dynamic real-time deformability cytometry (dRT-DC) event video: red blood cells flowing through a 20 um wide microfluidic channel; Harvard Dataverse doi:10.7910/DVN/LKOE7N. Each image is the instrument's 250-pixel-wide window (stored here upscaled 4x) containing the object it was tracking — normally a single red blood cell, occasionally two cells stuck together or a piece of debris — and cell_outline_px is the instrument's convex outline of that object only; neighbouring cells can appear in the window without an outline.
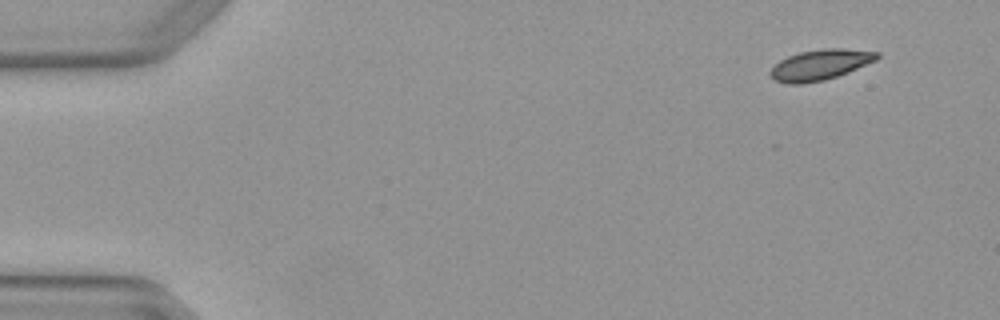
{"species": "Egyptian fruit bat (a non-hibernating species)", "species_latin": "Rousettus aegyptiacus", "temperature_condition": "warm", "stored_images_in_passage": 4, "camera_frame_rate_fps": 3000, "um_per_image_px": 0.085, "animal": {"sex": "female"}, "frame": {"image": 1, "passage_image": 1, "time_ms": 0.0, "image_size_px": [1000, 320], "cell_outline_px": [[880, 56], [876, 60], [848, 72], [824, 80], [804, 84], [788, 84], [776, 80], [768, 72], [780, 60], [788, 56], [800, 52], [824, 48], [844, 48], [880, 52]], "centroid_in_image_um": [69.73, 5.5], "position_along_channel_um": 15.3, "area_um2": 18.9}}
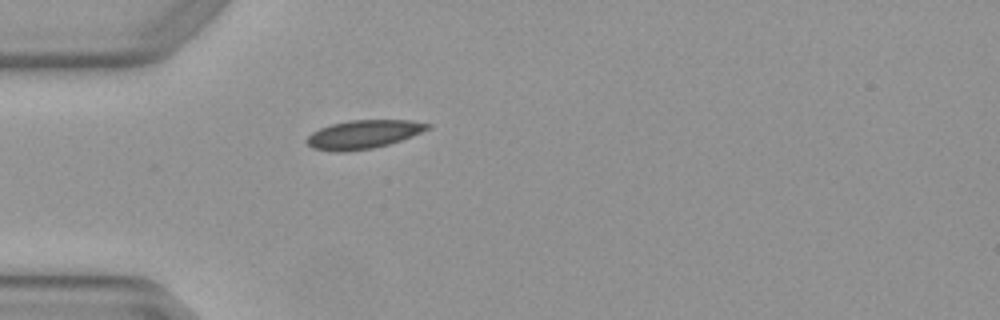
{"frame": {"image": 2, "passage_image": 4, "time_ms": 1.0, "image_size_px": [1000, 320], "cell_outline_px": [[432, 128], [412, 136], [388, 144], [372, 148], [344, 152], [332, 152], [312, 148], [304, 140], [312, 132], [320, 128], [332, 124], [348, 120], [412, 120], [432, 124]], "centroid_in_image_um": [30.89, 11.42], "position_along_channel_um": 54.1, "area_um2": 20.23}}